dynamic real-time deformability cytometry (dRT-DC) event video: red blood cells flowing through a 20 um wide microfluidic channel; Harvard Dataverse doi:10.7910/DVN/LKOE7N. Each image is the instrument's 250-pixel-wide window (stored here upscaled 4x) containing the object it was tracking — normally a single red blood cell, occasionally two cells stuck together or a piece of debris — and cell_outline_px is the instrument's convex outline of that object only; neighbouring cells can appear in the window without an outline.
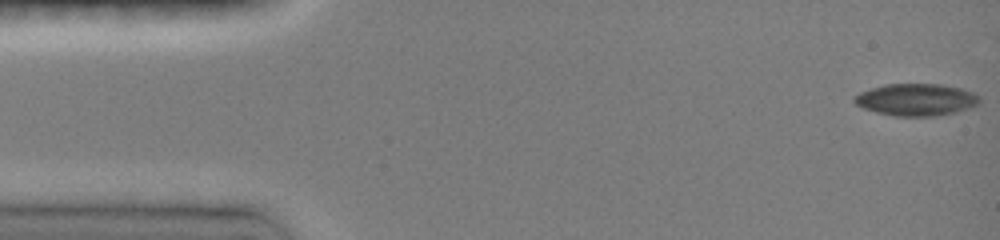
{"species": "common noctule bat (a hibernating species)", "species_latin": "Nyctalus noctula", "temperature_condition": "room temperature", "stored_images_in_passage": 20, "camera_frame_rate_fps": 3000, "um_per_image_px": 0.085, "animal": {"sex": "female", "body_mass_g": 19.0, "forearm_length_mm": 51.5}, "frame": {"image": 1, "passage_image": 1, "time_ms": 0.0, "image_size_px": [1000, 240], "cell_outline_px": [[980, 104], [956, 112], [936, 116], [892, 116], [876, 112], [864, 108], [856, 104], [852, 100], [852, 96], [860, 92], [884, 84], [940, 84], [960, 88], [972, 92], [980, 96]], "centroid_in_image_um": [77.87, 8.47], "position_along_channel_um": 7.1, "area_um2": 23.52}}
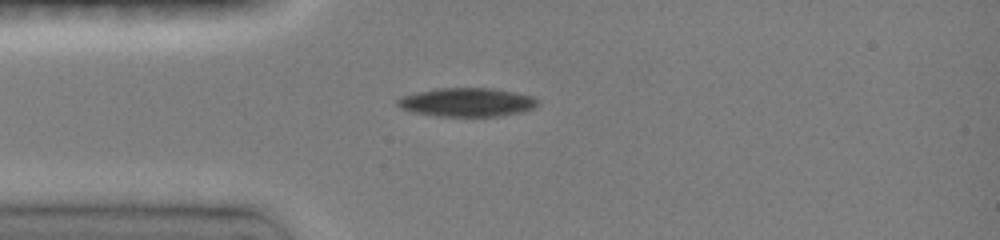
{"frame": {"image": 2, "passage_image": 12, "time_ms": 3.667, "image_size_px": [1000, 240], "cell_outline_px": [[540, 104], [532, 108], [520, 112], [500, 116], [436, 116], [416, 112], [400, 108], [396, 104], [396, 100], [404, 96], [416, 92], [436, 88], [492, 88], [516, 92], [536, 96]], "centroid_in_image_um": [39.73, 8.68], "position_along_channel_um": 45.3, "area_um2": 23.52}}
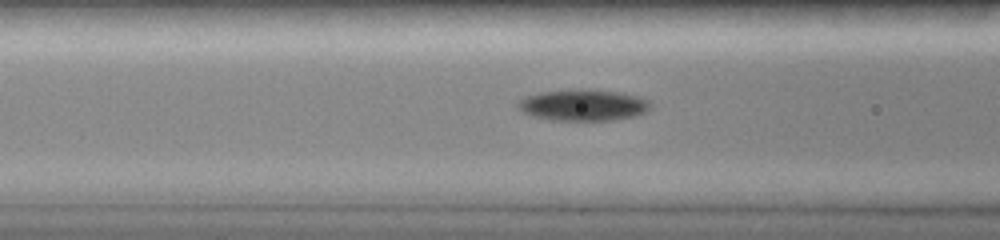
{"frame": {"image": 3, "passage_image": 18, "time_ms": 5.667, "image_size_px": [1000, 240], "cell_outline_px": [[652, 104], [644, 112], [632, 116], [612, 120], [552, 120], [532, 116], [524, 112], [516, 104], [524, 96], [540, 92], [576, 88], [588, 88], [620, 92], [640, 96], [648, 100]], "centroid_in_image_um": [49.56, 8.9], "position_along_channel_um": 117.0, "area_um2": 24.39}}